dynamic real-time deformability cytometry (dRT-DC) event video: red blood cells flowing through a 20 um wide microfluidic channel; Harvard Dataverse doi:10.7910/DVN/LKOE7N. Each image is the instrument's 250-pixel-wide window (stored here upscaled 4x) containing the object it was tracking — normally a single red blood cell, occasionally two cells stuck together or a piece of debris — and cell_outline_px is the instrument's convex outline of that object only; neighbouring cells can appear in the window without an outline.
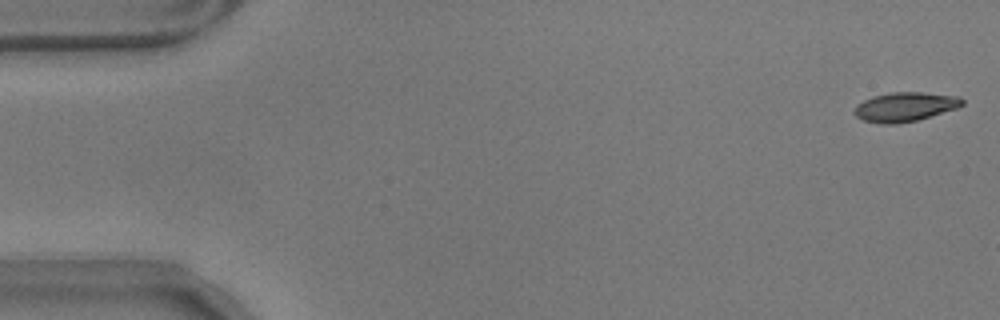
{"species": "common noctule bat (a hibernating species)", "species_latin": "Nyctalus noctula", "temperature_condition": "warm", "stored_images_in_passage": 7, "camera_frame_rate_fps": 3000, "um_per_image_px": 0.085, "animal": {"sex": "male", "body_mass_g": 17.9}, "frame": {"image": 1, "passage_image": 1, "time_ms": 0.0, "image_size_px": [1000, 320], "cell_outline_px": [[964, 104], [956, 108], [916, 120], [896, 124], [880, 124], [864, 120], [856, 116], [852, 112], [856, 104], [872, 96], [892, 92], [924, 92], [960, 96], [964, 100]], "centroid_in_image_um": [76.9, 9.07], "position_along_channel_um": 8.1, "area_um2": 18.44}}